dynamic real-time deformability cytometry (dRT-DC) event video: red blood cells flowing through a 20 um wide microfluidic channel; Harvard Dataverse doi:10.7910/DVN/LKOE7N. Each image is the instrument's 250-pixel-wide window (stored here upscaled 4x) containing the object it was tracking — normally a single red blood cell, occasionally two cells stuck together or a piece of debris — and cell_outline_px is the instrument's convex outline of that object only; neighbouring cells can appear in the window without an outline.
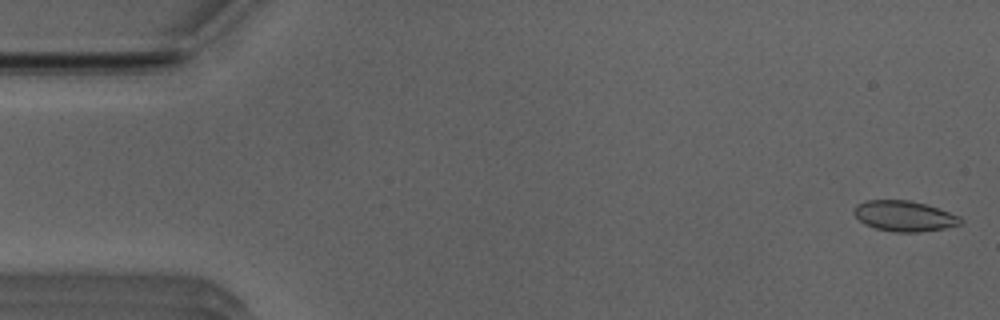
{"species": "Egyptian fruit bat (a non-hibernating species)", "species_latin": "Rousettus aegyptiacus", "temperature_condition": "room temperature", "stored_images_in_passage": 51, "camera_frame_rate_fps": 3000, "um_per_image_px": 0.085, "animal": {"sex": "male"}, "frame": {"image": 1, "passage_image": 1, "time_ms": 0.0, "image_size_px": [1000, 320], "cell_outline_px": [[964, 220], [960, 224], [944, 228], [920, 232], [896, 232], [876, 228], [864, 224], [852, 212], [856, 204], [864, 200], [908, 200], [924, 204], [960, 216]], "centroid_in_image_um": [76.83, 18.36], "position_along_channel_um": 8.2, "area_um2": 18.84}}
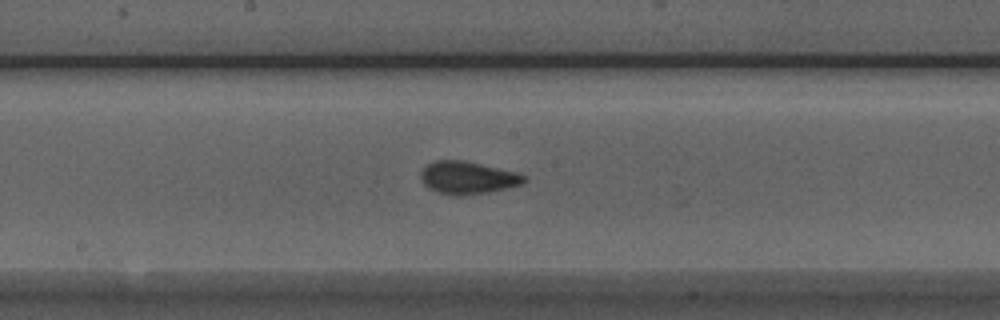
{"frame": {"image": 2, "passage_image": 26, "time_ms": 8.333, "image_size_px": [1000, 320], "cell_outline_px": [[528, 180], [524, 184], [488, 192], [460, 196], [452, 196], [436, 192], [428, 188], [424, 184], [420, 176], [420, 172], [428, 164], [436, 160], [464, 160], [516, 172], [528, 176]], "centroid_in_image_um": [39.77, 15.11], "position_along_channel_um": 208.4, "area_um2": 19.83}}
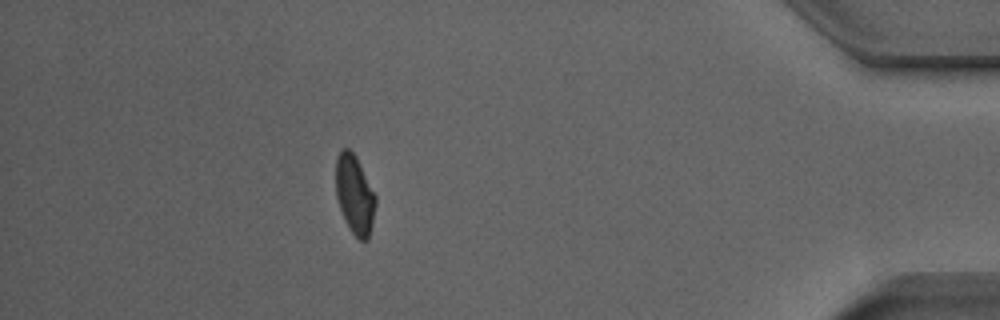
{"frame": {"image": 3, "passage_image": 45, "time_ms": 14.667, "image_size_px": [1000, 320], "cell_outline_px": [[376, 204], [372, 224], [368, 240], [360, 240], [348, 228], [344, 220], [336, 196], [336, 156], [344, 148], [348, 148], [356, 156], [376, 196]], "centroid_in_image_um": [30.14, 16.55], "position_along_channel_um": 405.1, "area_um2": 18.26}, "authors_computed_cell_mechanics": {"area_um2": 18.8428, "velocity_mm_per_s": 3.9732, "shape_relaxation_time_tau1_ms": null, "shape_relaxation_time_tau2_ms": 0.9866, "deformation_change_tau1": null, "deformation_change_tau2": 0.0513}}